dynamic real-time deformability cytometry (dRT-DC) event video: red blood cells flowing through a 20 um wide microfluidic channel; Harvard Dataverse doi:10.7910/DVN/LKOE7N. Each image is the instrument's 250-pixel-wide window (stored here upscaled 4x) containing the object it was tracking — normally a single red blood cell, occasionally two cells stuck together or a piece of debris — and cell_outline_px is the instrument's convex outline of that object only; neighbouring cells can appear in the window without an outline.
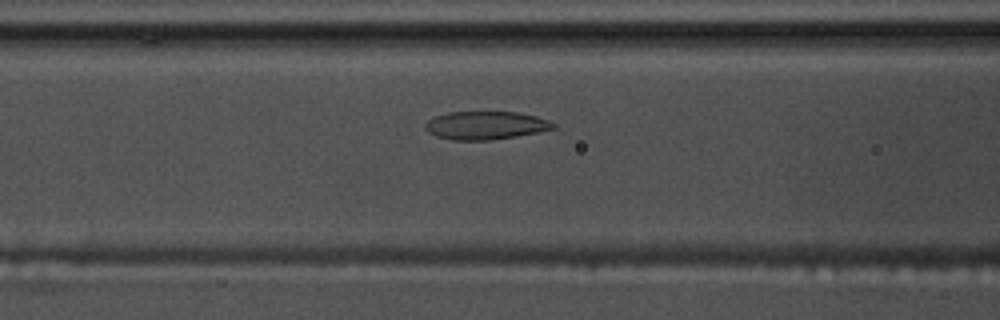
{"species": "common noctule bat (a hibernating species)", "species_latin": "Nyctalus noctula", "temperature_condition": "warm", "stored_images_in_passage": 37, "camera_frame_rate_fps": 3000, "um_per_image_px": 0.085, "animal": {"sex": "male", "body_mass_g": 17.5, "forearm_length_mm": 52.3}, "frame": {"image": 1, "passage_image": 6, "time_ms": 1.667, "image_size_px": [1000, 320], "cell_outline_px": [[556, 128], [516, 136], [488, 140], [452, 140], [436, 136], [428, 132], [424, 128], [424, 124], [428, 120], [436, 116], [448, 112], [516, 112], [536, 116], [548, 120], [556, 124]], "centroid_in_image_um": [41.25, 10.65], "position_along_channel_um": 125.3, "area_um2": 20.92}}
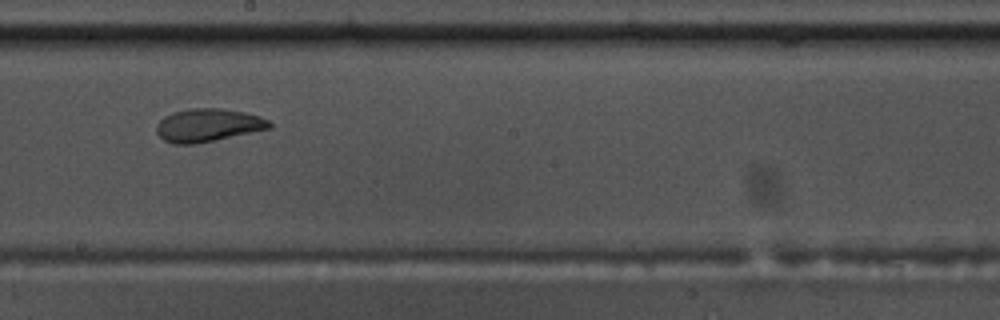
{"frame": {"image": 2, "passage_image": 15, "time_ms": 4.667, "image_size_px": [1000, 320], "cell_outline_px": [[272, 128], [192, 144], [172, 144], [164, 140], [156, 132], [156, 124], [164, 116], [172, 112], [188, 108], [220, 108], [244, 112], [260, 116], [268, 120], [272, 124]], "centroid_in_image_um": [17.65, 10.63], "position_along_channel_um": 230.6, "area_um2": 21.68}}
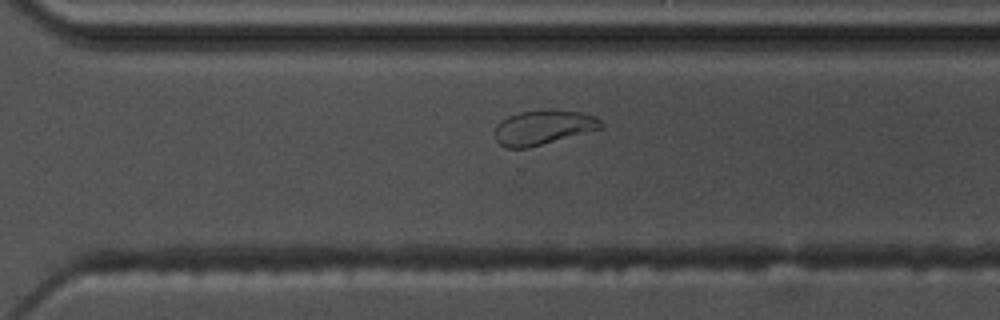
{"frame": {"image": 3, "passage_image": 23, "time_ms": 7.333, "image_size_px": [1000, 320], "cell_outline_px": [[604, 128], [528, 148], [504, 148], [496, 140], [496, 124], [508, 116], [520, 112], [580, 112], [596, 116], [604, 124]], "centroid_in_image_um": [46.19, 10.87], "position_along_channel_um": 324.4, "area_um2": 20.81}, "authors_computed_cell_mechanics": {"area_um2": 21.8484, "velocity_mm_per_s": 3.5231, "shape_relaxation_time_tau1_ms": 7.5046, "shape_relaxation_time_tau2_ms": 1.6452, "deformation_change_tau1": 0.2059, "deformation_change_tau2": 0.0611}}